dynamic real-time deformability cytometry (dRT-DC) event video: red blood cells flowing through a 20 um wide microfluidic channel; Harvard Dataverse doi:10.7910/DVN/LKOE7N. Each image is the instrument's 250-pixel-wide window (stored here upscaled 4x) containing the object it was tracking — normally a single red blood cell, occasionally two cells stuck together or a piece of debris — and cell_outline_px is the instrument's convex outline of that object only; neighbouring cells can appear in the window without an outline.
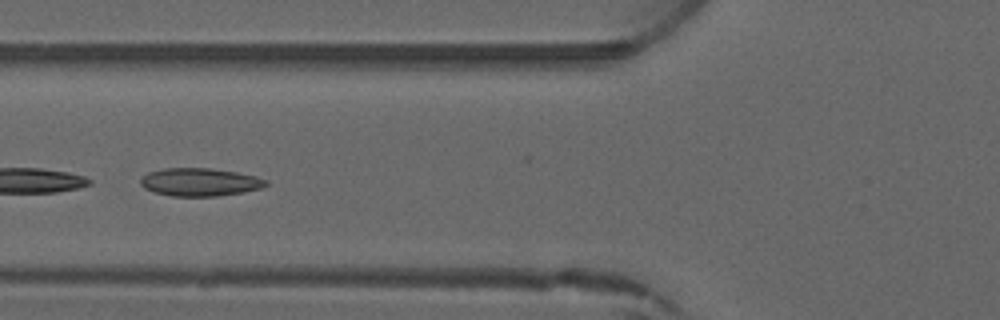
{"species": "common noctule bat (a hibernating species)", "species_latin": "Nyctalus noctula", "temperature_condition": "warm", "stored_images_in_passage": 5, "camera_frame_rate_fps": 3000, "um_per_image_px": 0.085, "animal": {"sex": "male", "forearm_length_mm": 52.5}, "frame": {"image": 1, "passage_image": 5, "time_ms": 5.0, "image_size_px": [1000, 320], "cell_outline_px": [[268, 184], [260, 188], [244, 192], [216, 196], [172, 196], [152, 192], [144, 188], [140, 184], [140, 180], [148, 172], [164, 168], [212, 168], [236, 172], [256, 176], [268, 180]], "centroid_in_image_um": [16.98, 15.47], "position_along_channel_um": 108.8, "area_um2": 20.52}}